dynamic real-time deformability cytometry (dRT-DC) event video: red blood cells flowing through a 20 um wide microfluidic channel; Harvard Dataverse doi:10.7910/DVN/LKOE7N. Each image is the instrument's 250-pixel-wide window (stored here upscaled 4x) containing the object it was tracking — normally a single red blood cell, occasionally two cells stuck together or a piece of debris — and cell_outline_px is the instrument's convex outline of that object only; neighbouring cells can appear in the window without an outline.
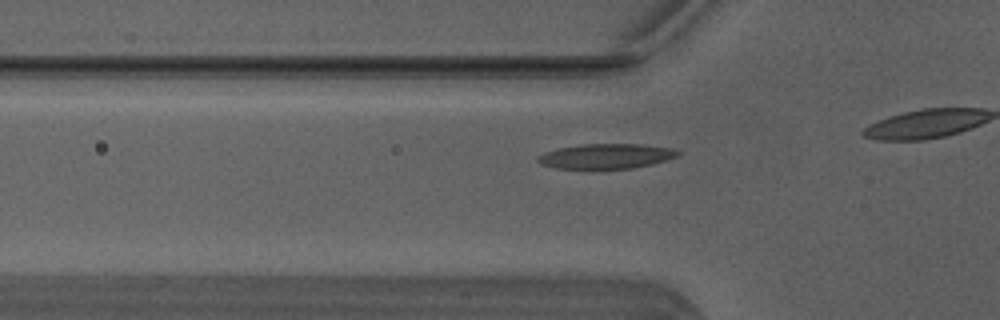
{"species": "Egyptian fruit bat (a non-hibernating species)", "species_latin": "Rousettus aegyptiacus", "temperature_condition": "warm", "stored_images_in_passage": 13, "camera_frame_rate_fps": 3000, "um_per_image_px": 0.085, "animal": {"sex": "male"}, "frame": {"image": 1, "passage_image": 8, "time_ms": 2.333, "image_size_px": [1000, 320], "cell_outline_px": [[680, 152], [676, 156], [652, 164], [632, 168], [556, 168], [540, 164], [536, 160], [536, 156], [544, 152], [560, 148], [580, 144], [644, 144], [672, 148]], "centroid_in_image_um": [51.48, 13.26], "position_along_channel_um": 74.3, "area_um2": 20.17}}
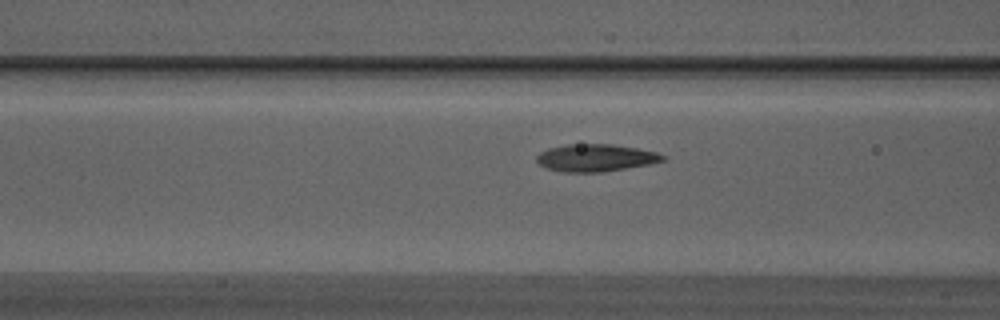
{"frame": {"image": 2, "passage_image": 11, "time_ms": 3.333, "image_size_px": [1000, 320], "cell_outline_px": [[668, 156], [664, 160], [648, 164], [604, 172], [564, 172], [548, 168], [540, 164], [536, 160], [536, 156], [540, 152], [548, 148], [568, 144], [612, 144], [636, 148], [656, 152]], "centroid_in_image_um": [50.63, 13.41], "position_along_channel_um": 116.0, "area_um2": 20.0}}